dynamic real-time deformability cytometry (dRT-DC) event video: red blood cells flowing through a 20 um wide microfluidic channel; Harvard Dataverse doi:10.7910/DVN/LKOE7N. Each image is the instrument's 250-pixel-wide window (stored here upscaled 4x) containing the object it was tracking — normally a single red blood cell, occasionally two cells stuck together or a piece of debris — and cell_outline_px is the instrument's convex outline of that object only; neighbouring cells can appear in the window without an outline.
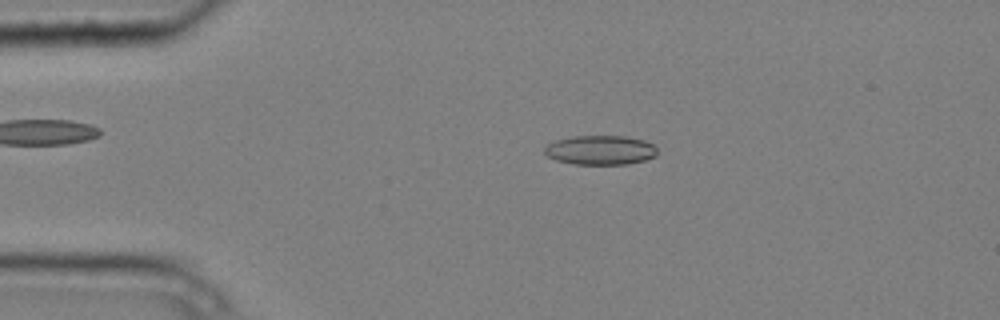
{"species": "common noctule bat (a hibernating species)", "species_latin": "Nyctalus noctula", "temperature_condition": "cold", "stored_images_in_passage": 4, "camera_frame_rate_fps": 3000, "um_per_image_px": 0.085, "animal": {"sex": "male", "body_mass_g": 20.4}, "frame": {"image": 1, "passage_image": 3, "time_ms": 0.667, "image_size_px": [1000, 320], "cell_outline_px": [[656, 156], [644, 160], [628, 164], [572, 164], [556, 160], [548, 156], [544, 152], [544, 148], [548, 144], [556, 140], [572, 136], [624, 136], [644, 140], [652, 144], [656, 148]], "centroid_in_image_um": [51.02, 12.76], "position_along_channel_um": 34.0, "area_um2": 19.25}}